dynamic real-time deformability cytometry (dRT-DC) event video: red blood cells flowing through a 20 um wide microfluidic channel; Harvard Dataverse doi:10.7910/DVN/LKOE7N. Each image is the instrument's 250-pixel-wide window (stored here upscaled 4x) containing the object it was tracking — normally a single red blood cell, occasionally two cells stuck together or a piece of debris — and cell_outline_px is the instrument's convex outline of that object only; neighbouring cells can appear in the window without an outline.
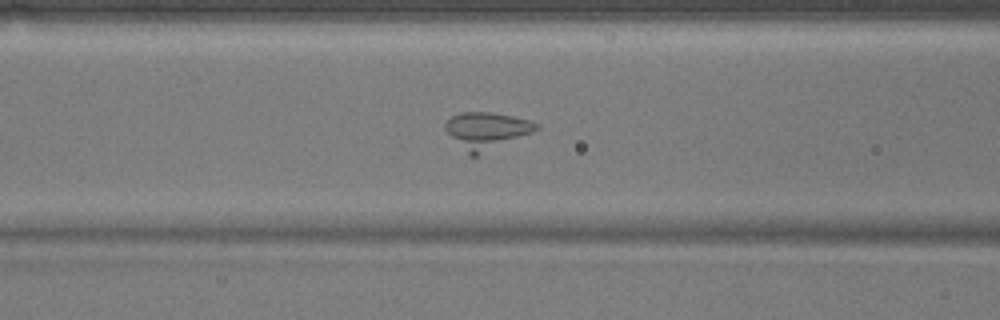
{"species": "common noctule bat (a hibernating species)", "species_latin": "Nyctalus noctula", "temperature_condition": "warm", "stored_images_in_passage": 52, "camera_frame_rate_fps": 3000, "um_per_image_px": 0.085, "animal": {"sex": "male", "body_mass_g": 17.9}, "frame": {"image": 1, "passage_image": 19, "time_ms": 6.0, "image_size_px": [1000, 320], "cell_outline_px": [[540, 128], [532, 132], [476, 156], [468, 156], [444, 128], [444, 124], [452, 116], [460, 112], [492, 112], [512, 116], [528, 120], [540, 124]], "centroid_in_image_um": [41.34, 11.09], "position_along_channel_um": 125.3, "area_um2": 19.31}}